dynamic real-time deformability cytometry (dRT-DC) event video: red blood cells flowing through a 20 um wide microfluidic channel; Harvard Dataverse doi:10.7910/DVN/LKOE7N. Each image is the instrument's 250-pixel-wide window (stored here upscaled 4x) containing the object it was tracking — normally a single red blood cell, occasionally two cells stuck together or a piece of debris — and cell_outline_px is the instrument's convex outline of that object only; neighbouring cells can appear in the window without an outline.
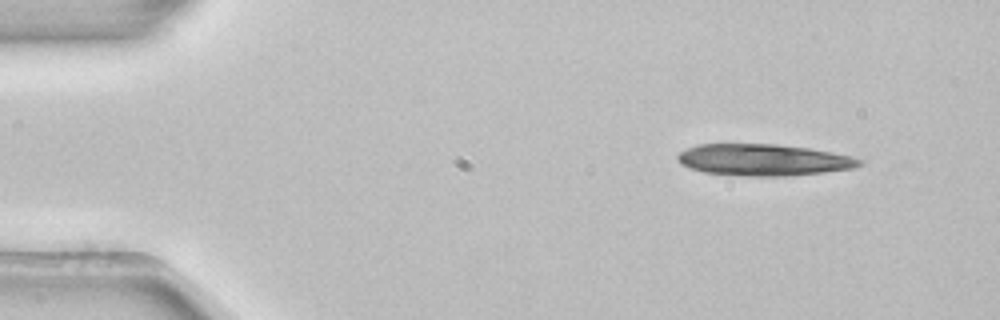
{"species": "common noctule bat (a hibernating species)", "species_latin": "Nyctalus noctula", "temperature_condition": "room temperature", "stored_images_in_passage": 4, "camera_frame_rate_fps": 3000, "um_per_image_px": 0.085, "animal": {"sex": "female", "body_mass_g": 22.7, "forearm_length_mm": 54.2}, "frame": {"image": 1, "passage_image": 1, "time_ms": 0.0, "image_size_px": [1000, 320], "cell_outline_px": [[864, 164], [852, 168], [824, 172], [784, 176], [748, 176], [704, 172], [688, 168], [680, 164], [676, 160], [676, 156], [680, 152], [688, 148], [700, 144], [776, 144], [808, 148], [852, 156], [864, 160]], "centroid_in_image_um": [64.88, 13.59], "position_along_channel_um": 20.1, "area_um2": 33.47}}
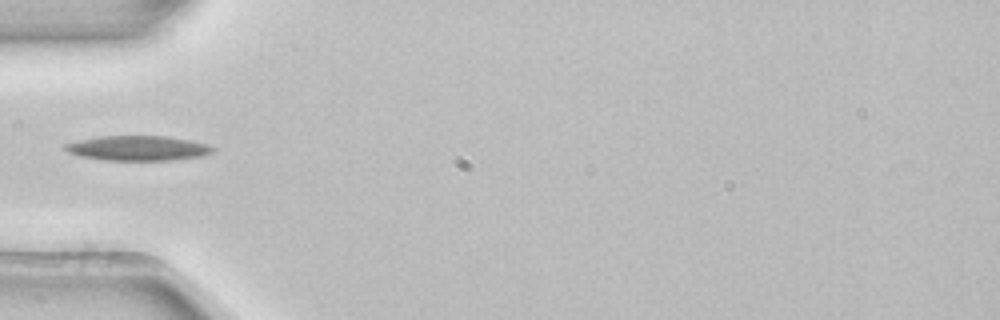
{"frame": {"image": 2, "passage_image": 4, "time_ms": 1.0, "image_size_px": [1000, 320], "cell_outline_px": [[216, 148], [212, 152], [200, 156], [172, 160], [104, 160], [80, 156], [68, 152], [64, 148], [64, 144], [80, 140], [100, 136], [164, 136], [188, 140], [208, 144]], "centroid_in_image_um": [11.72, 12.59], "position_along_channel_um": 73.3, "area_um2": 21.21}}